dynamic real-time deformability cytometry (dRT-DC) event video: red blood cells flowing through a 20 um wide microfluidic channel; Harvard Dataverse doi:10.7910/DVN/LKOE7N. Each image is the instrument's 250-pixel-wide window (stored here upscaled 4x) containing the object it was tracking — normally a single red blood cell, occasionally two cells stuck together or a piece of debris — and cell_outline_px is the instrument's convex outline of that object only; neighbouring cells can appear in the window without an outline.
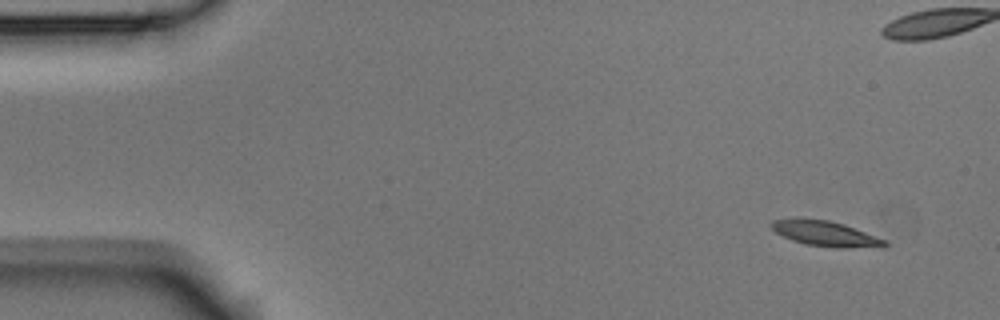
{"species": "Egyptian fruit bat (a non-hibernating species)", "species_latin": "Rousettus aegyptiacus", "temperature_condition": "room temperature", "stored_images_in_passage": 7, "camera_frame_rate_fps": 3000, "um_per_image_px": 0.085, "animal": {"sex": "male"}, "frame": {"image": 1, "passage_image": 1, "time_ms": 0.0, "image_size_px": [1000, 320], "cell_outline_px": [[888, 244], [884, 248], [836, 248], [804, 244], [792, 240], [776, 232], [768, 224], [772, 220], [800, 216], [828, 220], [844, 224], [888, 240]], "centroid_in_image_um": [70.19, 19.85], "position_along_channel_um": 14.8, "area_um2": 17.4}}
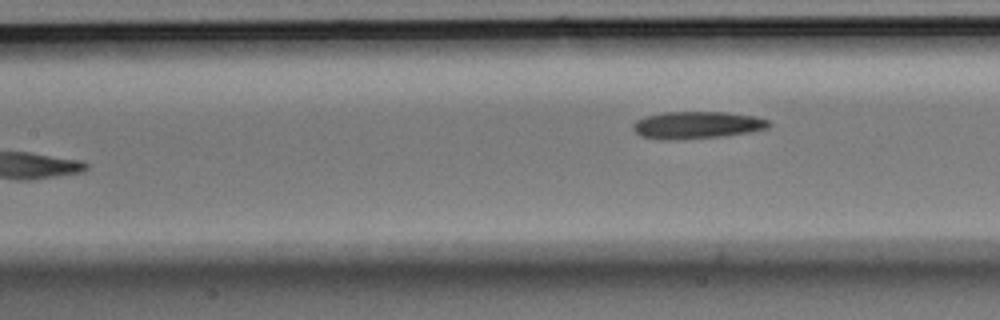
{"frame": {"image": 2, "passage_image": 7, "time_ms": 2.0, "image_size_px": [1000, 320], "cell_outline_px": [[772, 124], [768, 128], [748, 132], [724, 136], [676, 140], [660, 140], [640, 136], [632, 128], [632, 124], [636, 120], [644, 116], [664, 112], [728, 112], [756, 116], [768, 120]], "centroid_in_image_um": [59.22, 10.63], "position_along_channel_um": 148.2, "area_um2": 21.85}}